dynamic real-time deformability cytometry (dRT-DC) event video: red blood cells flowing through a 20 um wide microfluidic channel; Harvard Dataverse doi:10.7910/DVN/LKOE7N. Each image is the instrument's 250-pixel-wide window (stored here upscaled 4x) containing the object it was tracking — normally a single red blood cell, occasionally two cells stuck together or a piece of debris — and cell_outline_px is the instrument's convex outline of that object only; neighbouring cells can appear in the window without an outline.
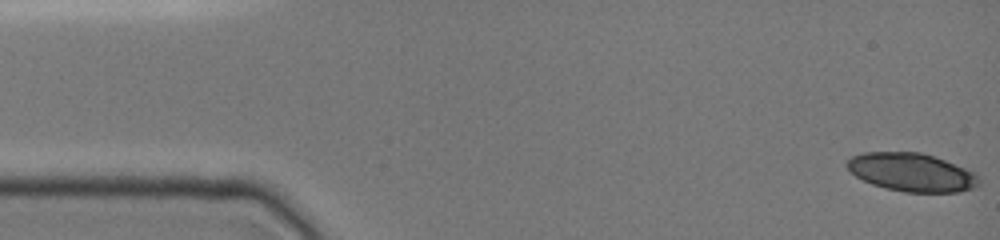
{"species": "common noctule bat (a hibernating species)", "species_latin": "Nyctalus noctula", "temperature_condition": "cold", "stored_images_in_passage": 48, "camera_frame_rate_fps": 3000, "um_per_image_px": 0.085, "animal": {"sex": "female", "body_mass_g": 19.0, "forearm_length_mm": 51.5}, "frame": {"image": 1, "passage_image": 1, "time_ms": 0.0, "image_size_px": [1000, 240], "cell_outline_px": [[980, 184], [976, 188], [960, 192], [904, 192], [872, 184], [856, 176], [844, 164], [852, 156], [864, 152], [920, 152], [944, 160], [976, 172], [980, 180]], "centroid_in_image_um": [77.53, 14.65], "position_along_channel_um": 7.5, "area_um2": 29.42}}
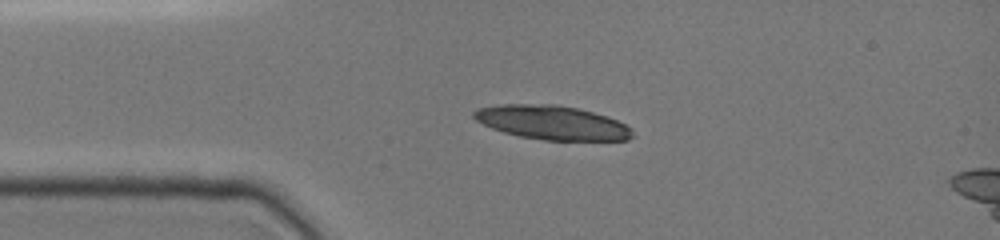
{"frame": {"image": 2, "passage_image": 11, "time_ms": 3.333, "image_size_px": [1000, 240], "cell_outline_px": [[632, 136], [628, 140], [544, 140], [520, 136], [504, 132], [492, 128], [476, 120], [472, 116], [472, 112], [476, 108], [500, 104], [556, 104], [576, 108], [592, 112], [616, 120], [632, 128]], "centroid_in_image_um": [46.88, 10.41], "position_along_channel_um": 38.1, "area_um2": 31.27}}